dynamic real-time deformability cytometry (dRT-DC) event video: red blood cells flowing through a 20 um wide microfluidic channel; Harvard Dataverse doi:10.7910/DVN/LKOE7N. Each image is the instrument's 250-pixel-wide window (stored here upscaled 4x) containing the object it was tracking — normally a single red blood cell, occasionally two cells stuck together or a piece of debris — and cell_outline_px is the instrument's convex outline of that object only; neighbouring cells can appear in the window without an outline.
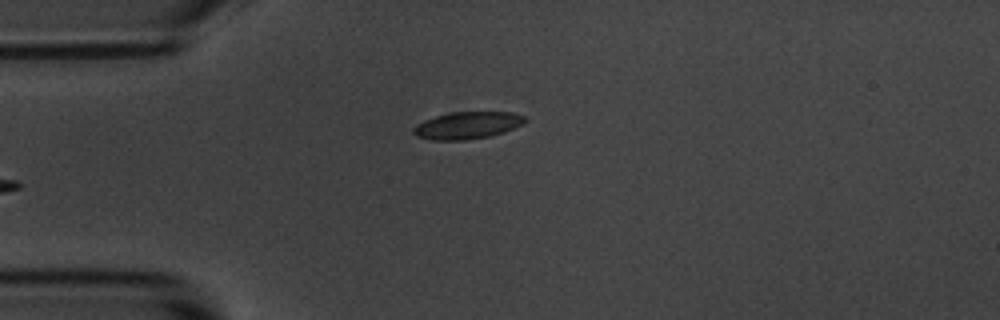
{"species": "common noctule bat (a hibernating species)", "species_latin": "Nyctalus noctula", "temperature_condition": "room temperature", "stored_images_in_passage": 4, "camera_frame_rate_fps": 3000, "um_per_image_px": 0.085, "animal": {"sex": "male", "body_mass_g": 20.1, "forearm_length_mm": 53.5}, "frame": {"image": 1, "passage_image": 4, "time_ms": 4.667, "image_size_px": [1000, 320], "cell_outline_px": [[528, 120], [524, 124], [504, 132], [488, 136], [464, 140], [432, 140], [416, 136], [412, 132], [412, 128], [416, 124], [424, 120], [436, 116], [452, 112], [512, 112], [524, 116]], "centroid_in_image_um": [39.72, 10.65], "position_along_channel_um": 45.3, "area_um2": 17.69}}